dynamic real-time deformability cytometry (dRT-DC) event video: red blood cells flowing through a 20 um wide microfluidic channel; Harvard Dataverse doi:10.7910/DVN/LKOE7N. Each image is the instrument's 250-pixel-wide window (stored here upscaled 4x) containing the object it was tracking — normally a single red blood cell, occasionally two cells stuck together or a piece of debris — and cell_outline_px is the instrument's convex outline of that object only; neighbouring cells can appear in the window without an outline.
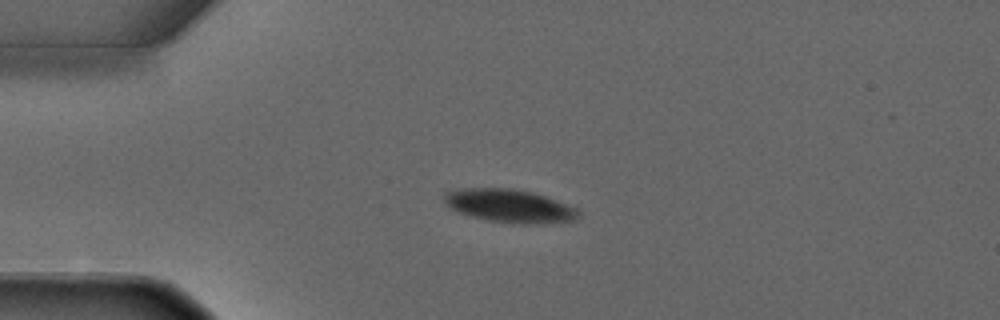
{"species": "common noctule bat (a hibernating species)", "species_latin": "Nyctalus noctula", "temperature_condition": "warm", "stored_images_in_passage": 5, "camera_frame_rate_fps": 3000, "um_per_image_px": 0.085, "animal": {"sex": "male", "forearm_length_mm": 52.5}, "frame": {"image": 1, "passage_image": 4, "time_ms": 3.333, "image_size_px": [1000, 320], "cell_outline_px": [[580, 216], [576, 220], [536, 224], [524, 224], [488, 220], [472, 216], [460, 212], [444, 204], [444, 192], [460, 188], [512, 188], [532, 192], [580, 208]], "centroid_in_image_um": [43.34, 17.49], "position_along_channel_um": 41.7, "area_um2": 26.01}}
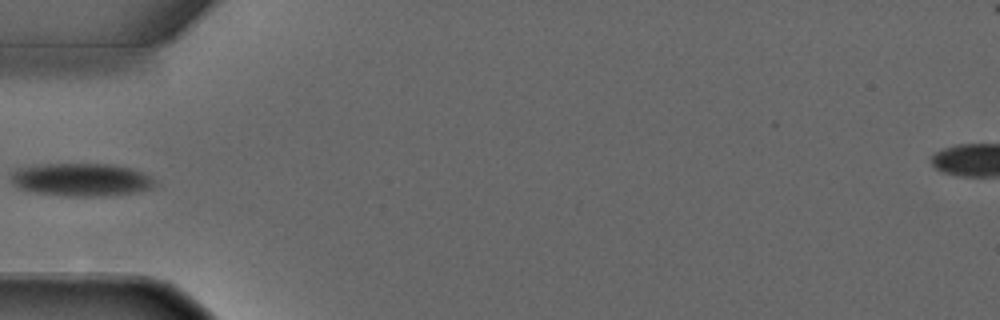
{"frame": {"image": 2, "passage_image": 5, "time_ms": 4.667, "image_size_px": [1000, 320], "cell_outline_px": [[152, 188], [132, 192], [92, 196], [76, 196], [36, 192], [20, 188], [12, 180], [12, 172], [20, 168], [44, 164], [108, 164], [128, 168], [140, 172], [148, 176], [152, 180]], "centroid_in_image_um": [6.87, 15.26], "position_along_channel_um": 78.1, "area_um2": 26.47}}